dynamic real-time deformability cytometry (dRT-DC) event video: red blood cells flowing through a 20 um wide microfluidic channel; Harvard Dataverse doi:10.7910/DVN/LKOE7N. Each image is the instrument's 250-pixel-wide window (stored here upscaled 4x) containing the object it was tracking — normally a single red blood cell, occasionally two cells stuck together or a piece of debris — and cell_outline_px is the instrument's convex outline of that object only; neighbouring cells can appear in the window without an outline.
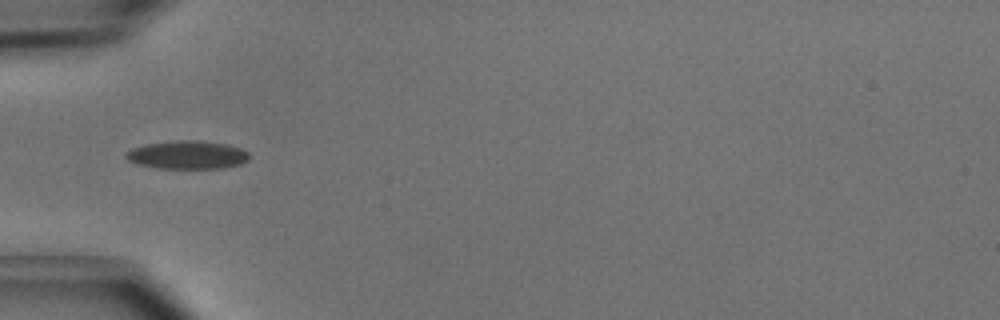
{"species": "common noctule bat (a hibernating species)", "species_latin": "Nyctalus noctula", "temperature_condition": "cold", "stored_images_in_passage": 4, "camera_frame_rate_fps": 3000, "um_per_image_px": 0.085, "animal": {"sex": "male", "body_mass_g": 15.6}, "frame": {"image": 1, "passage_image": 3, "time_ms": 0.667, "image_size_px": [1000, 320], "cell_outline_px": [[248, 160], [240, 164], [224, 168], [156, 168], [140, 164], [128, 160], [124, 156], [124, 152], [132, 148], [148, 144], [176, 140], [196, 140], [228, 144], [240, 148], [248, 152]], "centroid_in_image_um": [15.92, 13.16], "position_along_channel_um": 69.1, "area_um2": 20.23}}